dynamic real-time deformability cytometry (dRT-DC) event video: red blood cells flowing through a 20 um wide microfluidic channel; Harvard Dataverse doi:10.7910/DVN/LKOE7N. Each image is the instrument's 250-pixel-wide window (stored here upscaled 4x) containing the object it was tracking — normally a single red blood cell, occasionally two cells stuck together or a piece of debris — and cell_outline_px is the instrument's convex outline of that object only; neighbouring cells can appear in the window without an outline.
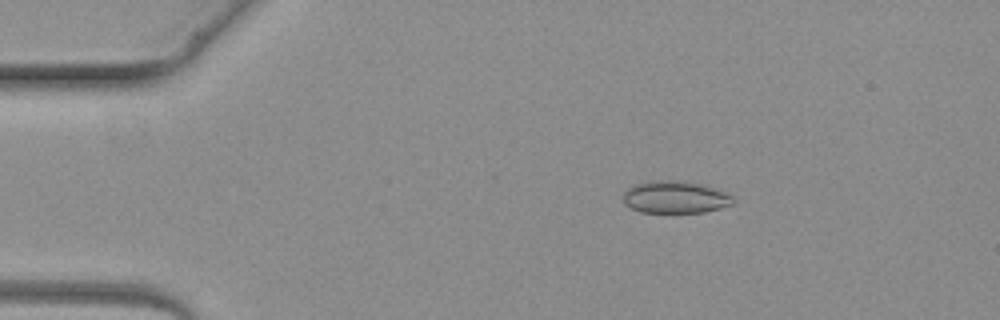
{"species": "common noctule bat (a hibernating species)", "species_latin": "Nyctalus noctula", "temperature_condition": "warm", "stored_images_in_passage": 2, "camera_frame_rate_fps": 3000, "um_per_image_px": 0.085, "animal": {"sex": "female", "body_mass_g": 19.3, "forearm_length_mm": 54.1}, "frame": {"image": 1, "passage_image": 1, "time_ms": 0.0, "image_size_px": [1000, 320], "cell_outline_px": [[736, 200], [732, 204], [720, 208], [704, 212], [640, 212], [624, 204], [624, 192], [628, 188], [636, 184], [648, 180], [680, 180], [704, 184], [724, 192], [732, 196]], "centroid_in_image_um": [57.39, 16.74], "position_along_channel_um": 27.6, "area_um2": 20.75}}